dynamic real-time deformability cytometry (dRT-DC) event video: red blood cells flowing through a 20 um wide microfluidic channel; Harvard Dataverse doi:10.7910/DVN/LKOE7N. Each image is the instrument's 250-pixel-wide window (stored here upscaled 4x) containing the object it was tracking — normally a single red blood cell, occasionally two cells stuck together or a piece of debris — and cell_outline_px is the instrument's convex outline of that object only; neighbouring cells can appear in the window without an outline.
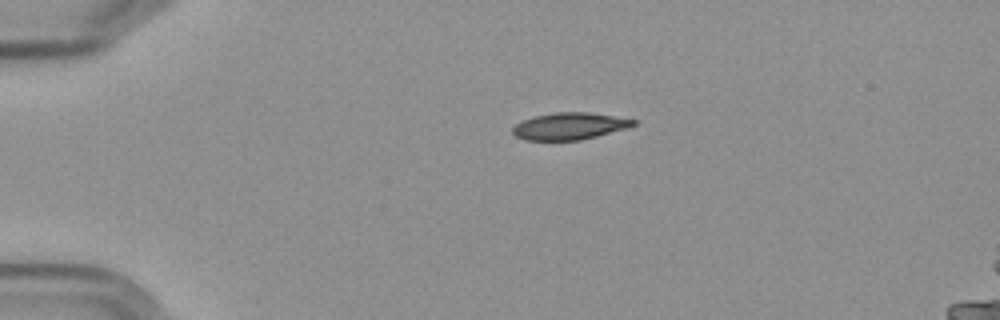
{"species": "Egyptian fruit bat (a non-hibernating species)", "species_latin": "Rousettus aegyptiacus", "temperature_condition": "cold", "stored_images_in_passage": 6, "camera_frame_rate_fps": 3000, "um_per_image_px": 0.085, "frame": {"image": 1, "passage_image": 1, "time_ms": 0.0, "image_size_px": [1000, 320], "cell_outline_px": [[636, 124], [628, 128], [580, 140], [524, 140], [516, 136], [512, 132], [512, 128], [516, 124], [524, 120], [536, 116], [556, 112], [588, 112], [636, 120]], "centroid_in_image_um": [48.4, 10.72], "position_along_channel_um": 36.6, "area_um2": 18.73}}
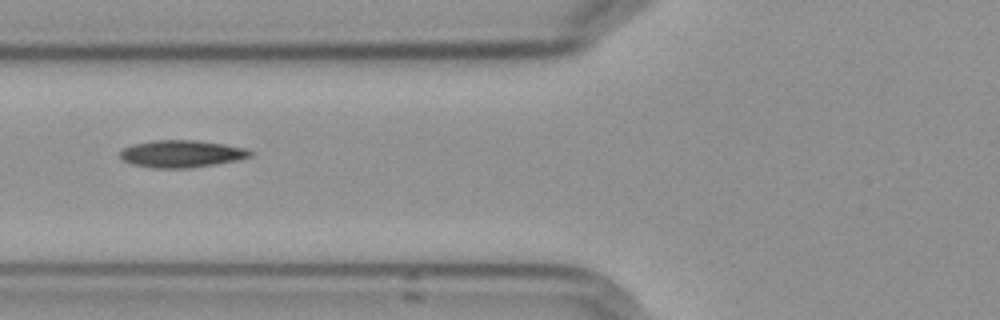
{"frame": {"image": 2, "passage_image": 4, "time_ms": 3.333, "image_size_px": [1000, 320], "cell_outline_px": [[252, 156], [236, 160], [188, 168], [152, 168], [132, 164], [124, 160], [120, 156], [120, 152], [124, 148], [132, 144], [152, 140], [196, 140], [224, 144], [244, 148], [252, 152]], "centroid_in_image_um": [15.39, 13.06], "position_along_channel_um": 110.4, "area_um2": 20.46}}
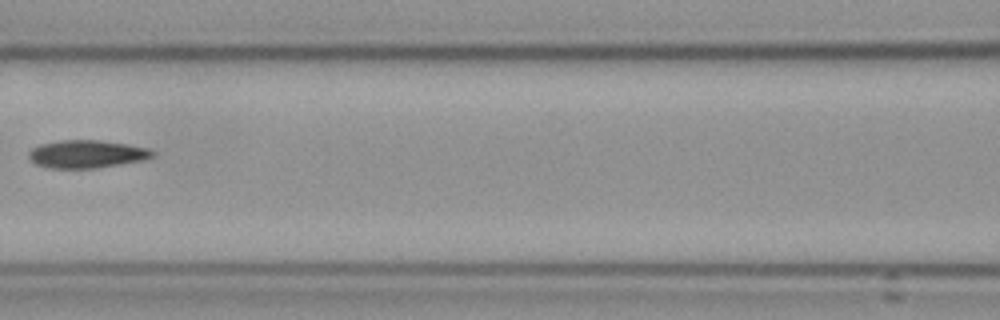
{"frame": {"image": 3, "passage_image": 5, "time_ms": 4.667, "image_size_px": [1000, 320], "cell_outline_px": [[156, 156], [140, 160], [120, 164], [92, 168], [48, 168], [36, 164], [28, 156], [28, 152], [32, 148], [40, 144], [60, 140], [100, 140], [128, 144], [148, 148], [156, 152]], "centroid_in_image_um": [7.37, 13.08], "position_along_channel_um": 159.2, "area_um2": 20.06}}